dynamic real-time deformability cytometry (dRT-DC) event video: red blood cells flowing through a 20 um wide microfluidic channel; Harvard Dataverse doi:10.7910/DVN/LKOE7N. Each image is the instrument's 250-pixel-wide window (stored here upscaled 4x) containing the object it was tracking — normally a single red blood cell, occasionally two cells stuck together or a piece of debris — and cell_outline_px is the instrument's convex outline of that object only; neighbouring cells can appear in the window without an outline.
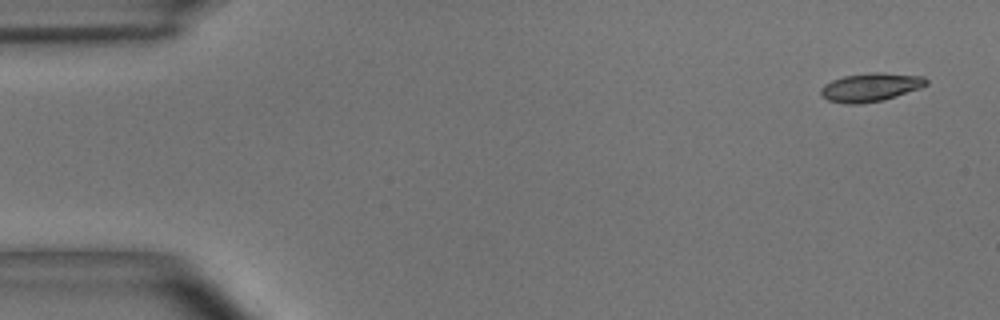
{"species": "common noctule bat (a hibernating species)", "species_latin": "Nyctalus noctula", "temperature_condition": "room temperature", "stored_images_in_passage": 4, "camera_frame_rate_fps": 3000, "um_per_image_px": 0.085, "animal": {"sex": "male", "body_mass_g": 15.6}, "frame": {"image": 1, "passage_image": 1, "time_ms": 0.0, "image_size_px": [1000, 320], "cell_outline_px": [[928, 84], [920, 88], [884, 100], [856, 104], [848, 104], [828, 100], [820, 92], [820, 88], [824, 84], [832, 80], [844, 76], [868, 72], [884, 72], [924, 76], [928, 80]], "centroid_in_image_um": [74.02, 7.4], "position_along_channel_um": 11.0, "area_um2": 17.57}}